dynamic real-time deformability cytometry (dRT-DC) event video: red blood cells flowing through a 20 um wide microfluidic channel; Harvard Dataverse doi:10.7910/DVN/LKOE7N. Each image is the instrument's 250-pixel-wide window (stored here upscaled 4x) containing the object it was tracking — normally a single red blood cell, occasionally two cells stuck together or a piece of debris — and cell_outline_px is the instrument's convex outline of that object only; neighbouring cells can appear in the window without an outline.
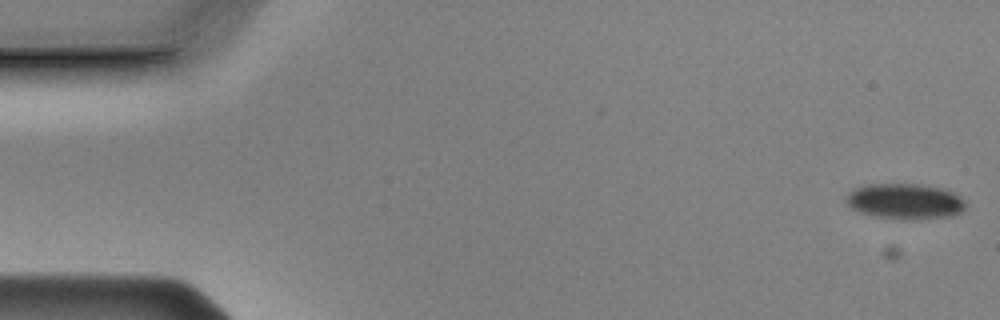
{"species": "Egyptian fruit bat (a non-hibernating species)", "species_latin": "Rousettus aegyptiacus", "temperature_condition": "cold", "stored_images_in_passage": 55, "camera_frame_rate_fps": 3000, "um_per_image_px": 0.085, "animal": {"sex": "male"}, "frame": {"image": 1, "passage_image": 1, "time_ms": 0.0, "image_size_px": [1000, 320], "cell_outline_px": [[968, 204], [960, 212], [952, 216], [876, 216], [860, 212], [852, 208], [844, 200], [848, 192], [852, 188], [868, 184], [920, 184], [944, 188], [956, 192]], "centroid_in_image_um": [76.92, 17.03], "position_along_channel_um": 8.1, "area_um2": 23.99}}
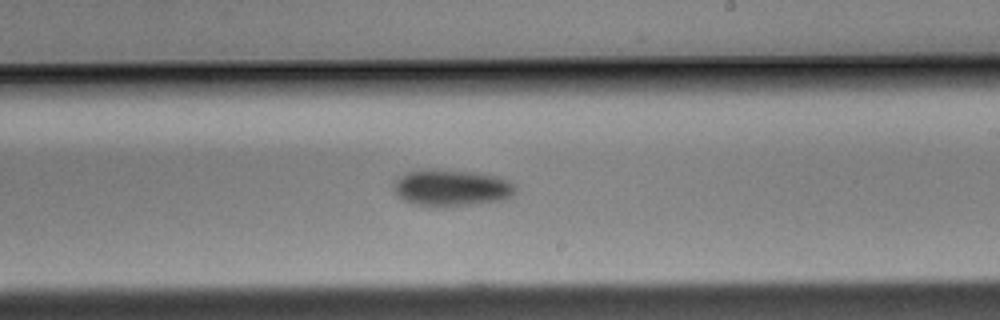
{"frame": {"image": 2, "passage_image": 32, "time_ms": 10.333, "image_size_px": [1000, 320], "cell_outline_px": [[516, 192], [512, 196], [504, 200], [476, 204], [412, 204], [404, 200], [396, 192], [396, 180], [404, 172], [436, 168], [472, 172], [496, 176], [508, 180], [516, 184]], "centroid_in_image_um": [38.45, 15.92], "position_along_channel_um": 250.5, "area_um2": 25.43}}
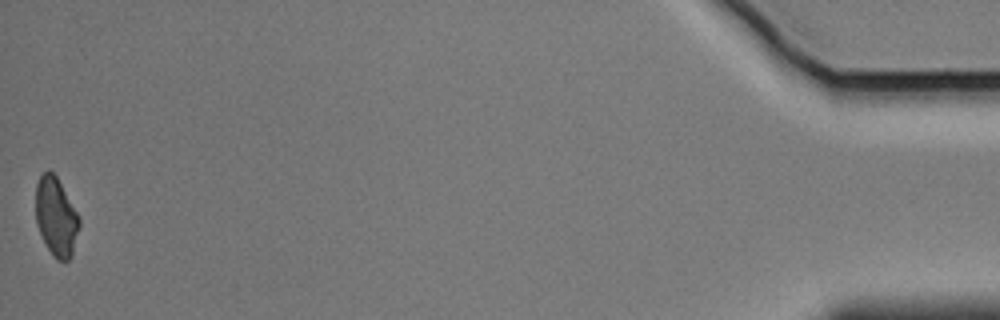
{"frame": {"image": 3, "passage_image": 55, "time_ms": 18.0, "image_size_px": [1000, 320], "cell_outline_px": [[80, 228], [72, 256], [68, 260], [56, 260], [52, 256], [36, 224], [36, 184], [40, 176], [48, 168], [56, 176], [80, 216]], "centroid_in_image_um": [4.79, 18.43], "position_along_channel_um": 430.4, "area_um2": 20.11}, "authors_computed_cell_mechanics": {"area_um2": 25.432, "velocity_mm_per_s": 3.612, "shape_relaxation_time_tau1_ms": 2.578, "shape_relaxation_time_tau2_ms": null, "deformation_change_tau1": 0.0504, "deformation_change_tau2": null}}